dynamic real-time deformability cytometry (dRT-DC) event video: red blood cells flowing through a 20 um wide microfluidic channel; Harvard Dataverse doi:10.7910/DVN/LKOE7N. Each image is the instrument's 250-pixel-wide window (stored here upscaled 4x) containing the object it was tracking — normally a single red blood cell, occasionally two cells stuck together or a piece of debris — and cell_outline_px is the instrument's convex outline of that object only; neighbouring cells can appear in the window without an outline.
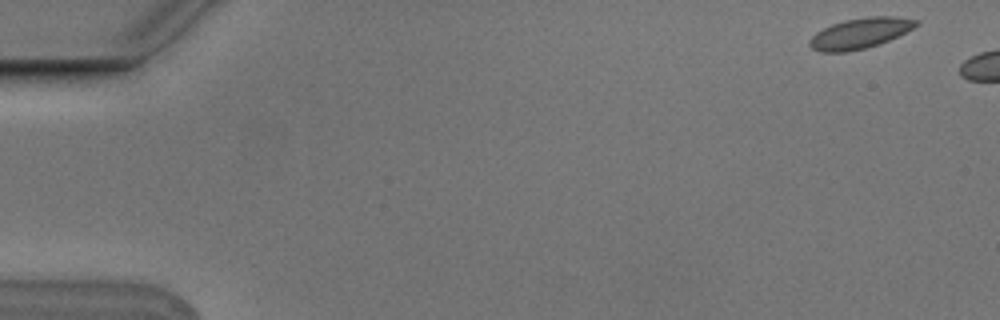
{"species": "Egyptian fruit bat (a non-hibernating species)", "species_latin": "Rousettus aegyptiacus", "temperature_condition": "cold", "stored_images_in_passage": 3, "camera_frame_rate_fps": 3000, "um_per_image_px": 0.085, "animal": {"sex": "male"}, "frame": {"image": 1, "passage_image": 1, "time_ms": 0.0, "image_size_px": [1000, 320], "cell_outline_px": [[920, 24], [888, 40], [864, 48], [844, 52], [820, 52], [812, 48], [808, 44], [808, 40], [816, 32], [832, 24], [844, 20], [868, 16], [896, 16], [920, 20]], "centroid_in_image_um": [73.08, 2.81], "position_along_channel_um": 11.9, "area_um2": 18.79}}